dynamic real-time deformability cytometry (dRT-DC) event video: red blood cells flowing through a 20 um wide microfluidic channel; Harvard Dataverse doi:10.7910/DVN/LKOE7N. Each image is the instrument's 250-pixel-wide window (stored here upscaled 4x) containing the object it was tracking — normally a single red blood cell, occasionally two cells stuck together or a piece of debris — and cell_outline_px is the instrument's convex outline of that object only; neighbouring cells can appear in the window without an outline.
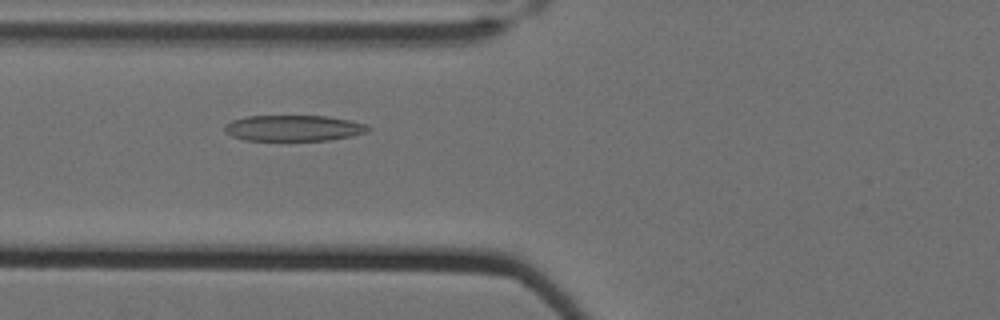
{"species": "Egyptian fruit bat (a non-hibernating species)", "species_latin": "Rousettus aegyptiacus", "temperature_condition": "cold", "stored_images_in_passage": 58, "camera_frame_rate_fps": 3000, "um_per_image_px": 0.085, "animal": {"sex": "female"}, "frame": {"image": 1, "passage_image": 23, "time_ms": 7.333, "image_size_px": [1000, 320], "cell_outline_px": [[372, 128], [368, 132], [352, 136], [328, 140], [244, 140], [232, 136], [224, 132], [224, 124], [232, 120], [248, 116], [328, 116], [368, 124]], "centroid_in_image_um": [24.97, 10.89], "position_along_channel_um": 100.8, "area_um2": 21.79}}
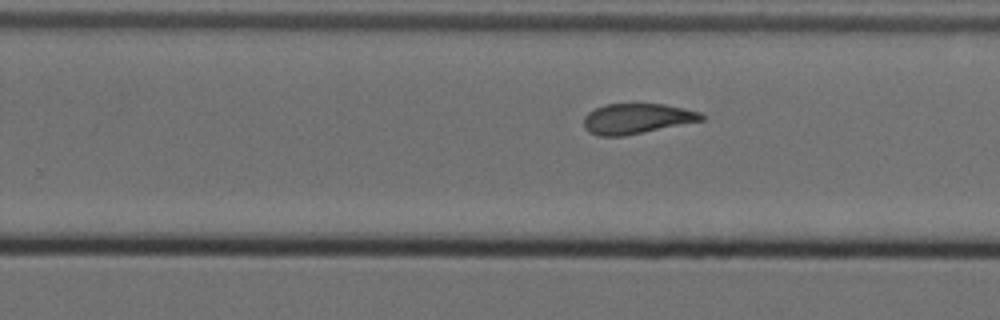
{"frame": {"image": 2, "passage_image": 38, "time_ms": 12.333, "image_size_px": [1000, 320], "cell_outline_px": [[704, 120], [624, 136], [600, 136], [588, 132], [584, 128], [584, 116], [588, 112], [604, 104], [664, 104], [684, 108], [700, 112], [704, 116]], "centroid_in_image_um": [54.1, 10.08], "position_along_channel_um": 275.7, "area_um2": 20.75}}
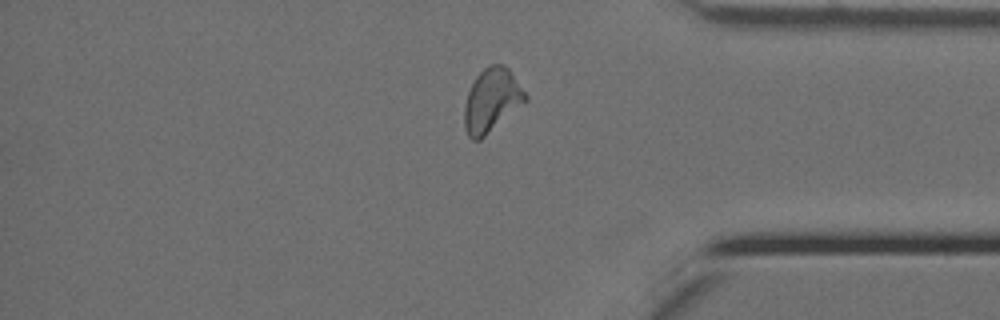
{"frame": {"image": 3, "passage_image": 49, "time_ms": 16.0, "image_size_px": [1000, 320], "cell_outline_px": [[528, 100], [480, 140], [472, 140], [468, 136], [464, 124], [464, 104], [468, 92], [476, 76], [488, 64], [500, 64], [508, 68], [528, 96]], "centroid_in_image_um": [41.78, 8.53], "position_along_channel_um": 393.4, "area_um2": 22.48}, "authors_computed_cell_mechanics": {"area_um2": 21.7906, "velocity_mm_per_s": 3.4875, "shape_relaxation_time_tau1_ms": null, "shape_relaxation_time_tau2_ms": 3.393, "deformation_change_tau1": null, "deformation_change_tau2": 0.1115}}